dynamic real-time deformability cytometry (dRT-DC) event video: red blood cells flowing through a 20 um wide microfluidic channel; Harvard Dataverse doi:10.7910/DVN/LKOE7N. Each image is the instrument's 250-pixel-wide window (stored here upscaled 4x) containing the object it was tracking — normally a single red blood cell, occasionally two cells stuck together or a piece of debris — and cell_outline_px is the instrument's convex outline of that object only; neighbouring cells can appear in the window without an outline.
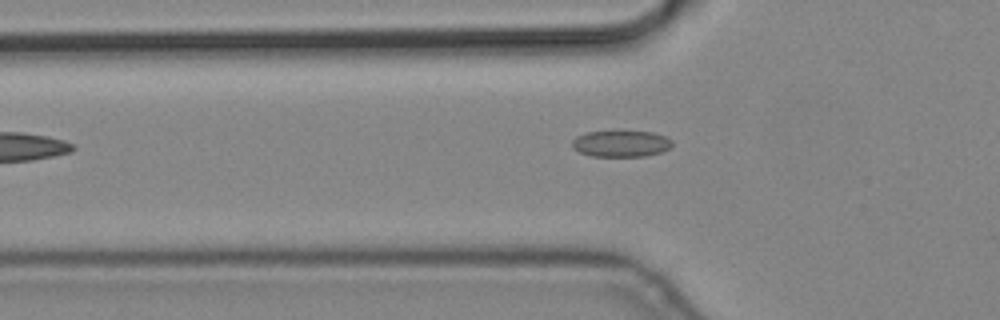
{"species": "common noctule bat (a hibernating species)", "species_latin": "Nyctalus noctula", "temperature_condition": "cold", "stored_images_in_passage": 5, "camera_frame_rate_fps": 3000, "um_per_image_px": 0.085, "animal": {"sex": "male", "body_mass_g": 19.2, "forearm_length_mm": 51.8}, "frame": {"image": 1, "passage_image": 5, "time_ms": 1.333, "image_size_px": [1000, 320], "cell_outline_px": [[672, 144], [668, 148], [660, 152], [644, 156], [592, 156], [580, 152], [572, 148], [572, 140], [576, 136], [584, 132], [612, 128], [652, 132], [664, 136], [672, 140]], "centroid_in_image_um": [52.72, 12.15], "position_along_channel_um": 73.1, "area_um2": 16.13}}